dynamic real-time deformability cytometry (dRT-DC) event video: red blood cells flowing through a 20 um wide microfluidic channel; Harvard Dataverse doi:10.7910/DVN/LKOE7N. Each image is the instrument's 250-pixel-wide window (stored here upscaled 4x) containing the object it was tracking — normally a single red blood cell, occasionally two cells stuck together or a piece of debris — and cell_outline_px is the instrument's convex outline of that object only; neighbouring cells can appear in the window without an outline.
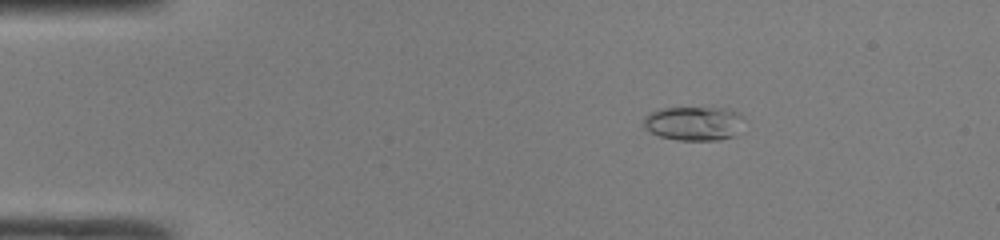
{"species": "common noctule bat (a hibernating species)", "species_latin": "Nyctalus noctula", "temperature_condition": "room temperature", "stored_images_in_passage": 49, "camera_frame_rate_fps": 3000, "um_per_image_px": 0.085, "animal": {"sex": "male", "body_mass_g": 19.0, "forearm_length_mm": 50.8}, "frame": {"image": 1, "passage_image": 9, "time_ms": 2.667, "image_size_px": [1000, 240], "cell_outline_px": [[740, 116], [736, 136], [720, 140], [676, 140], [660, 136], [644, 128], [644, 116], [660, 108], [728, 108], [736, 112]], "centroid_in_image_um": [58.92, 10.49], "position_along_channel_um": 26.1, "area_um2": 19.65}}
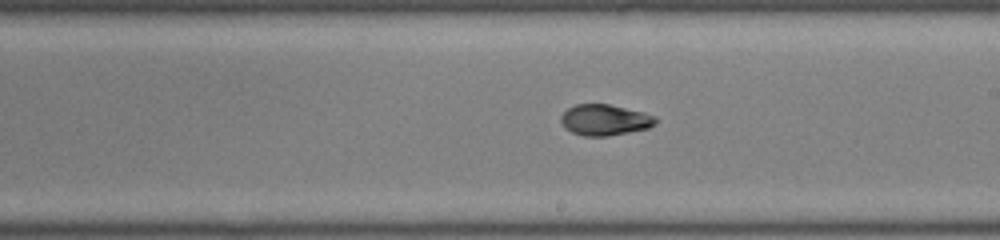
{"frame": {"image": 2, "passage_image": 29, "time_ms": 9.333, "image_size_px": [1000, 240], "cell_outline_px": [[656, 124], [648, 128], [608, 136], [584, 136], [572, 132], [564, 128], [560, 120], [560, 116], [568, 108], [576, 104], [608, 104], [644, 112], [656, 116]], "centroid_in_image_um": [51.39, 10.19], "position_along_channel_um": 237.6, "area_um2": 17.11}}
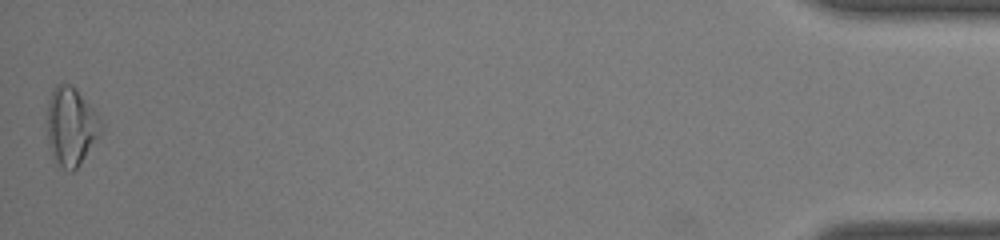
{"frame": {"image": 3, "passage_image": 49, "time_ms": 16.0, "image_size_px": [1000, 240], "cell_outline_px": [[104, 124], [100, 136], [80, 164], [72, 172], [56, 164], [48, 144], [48, 100], [52, 88], [56, 84], [68, 84], [76, 88], [96, 112]], "centroid_in_image_um": [6.05, 10.74], "position_along_channel_um": 429.1, "area_um2": 24.74}, "authors_computed_cell_mechanics": {"area_um2": 17.34, "velocity_mm_per_s": 4.2303, "shape_relaxation_time_tau1_ms": 11.1211, "shape_relaxation_time_tau2_ms": 1.078, "deformation_change_tau1": 0.2851, "deformation_change_tau2": 0.0494}}